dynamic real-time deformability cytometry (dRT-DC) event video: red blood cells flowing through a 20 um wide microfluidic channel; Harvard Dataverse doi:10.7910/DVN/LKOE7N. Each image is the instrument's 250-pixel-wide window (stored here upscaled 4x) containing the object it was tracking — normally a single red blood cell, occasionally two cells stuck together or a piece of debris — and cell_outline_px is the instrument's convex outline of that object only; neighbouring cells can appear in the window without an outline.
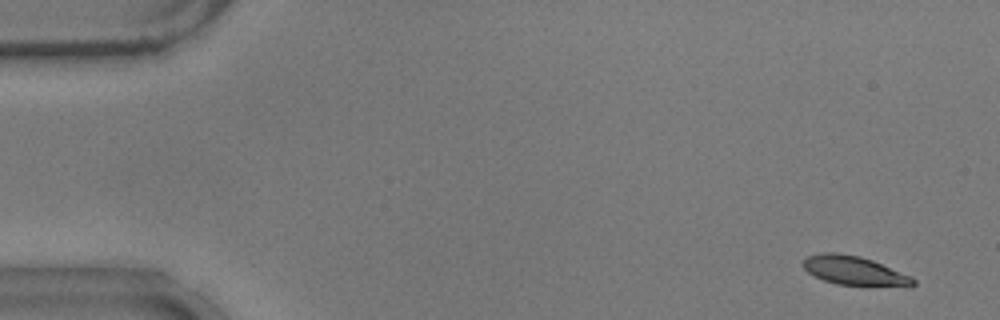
{"species": "common noctule bat (a hibernating species)", "species_latin": "Nyctalus noctula", "temperature_condition": "warm", "stored_images_in_passage": 17, "camera_frame_rate_fps": 3000, "um_per_image_px": 0.085, "animal": {"sex": "male", "body_mass_g": 17.9}, "frame": {"image": 1, "passage_image": 3, "time_ms": 0.667, "image_size_px": [1000, 320], "cell_outline_px": [[916, 284], [836, 284], [824, 280], [808, 272], [804, 268], [804, 260], [808, 256], [824, 252], [836, 252], [860, 256], [872, 260], [912, 276], [916, 280]], "centroid_in_image_um": [72.55, 22.96], "position_along_channel_um": 12.5, "area_um2": 17.74}}